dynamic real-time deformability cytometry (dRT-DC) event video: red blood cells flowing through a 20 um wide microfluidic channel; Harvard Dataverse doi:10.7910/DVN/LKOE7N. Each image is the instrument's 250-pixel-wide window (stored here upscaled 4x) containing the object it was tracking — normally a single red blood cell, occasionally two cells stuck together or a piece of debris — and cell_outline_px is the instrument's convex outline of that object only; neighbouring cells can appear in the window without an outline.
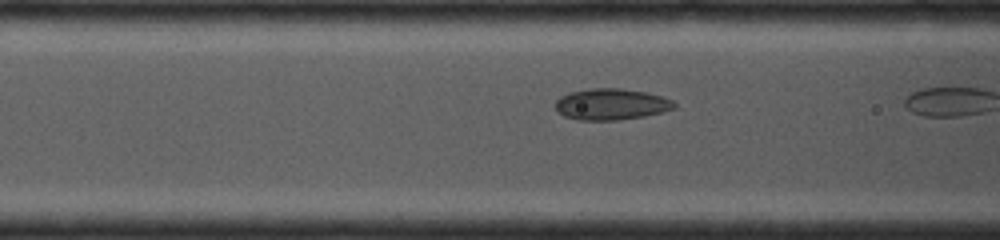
{"species": "common noctule bat (a hibernating species)", "species_latin": "Nyctalus noctula", "temperature_condition": "cold", "stored_images_in_passage": 6, "camera_frame_rate_fps": 4000, "um_per_image_px": 0.085, "animal": {"sex": "female", "body_mass_g": 19.0, "forearm_length_mm": 53.3}, "frame": {"image": 1, "passage_image": 5, "time_ms": 1.25, "image_size_px": [1000, 240], "cell_outline_px": [[676, 108], [664, 112], [644, 116], [616, 120], [576, 120], [564, 116], [556, 112], [556, 100], [560, 96], [568, 92], [592, 88], [620, 88], [644, 92], [664, 96], [672, 100], [676, 104]], "centroid_in_image_um": [51.95, 8.86], "position_along_channel_um": 114.7, "area_um2": 21.91}}